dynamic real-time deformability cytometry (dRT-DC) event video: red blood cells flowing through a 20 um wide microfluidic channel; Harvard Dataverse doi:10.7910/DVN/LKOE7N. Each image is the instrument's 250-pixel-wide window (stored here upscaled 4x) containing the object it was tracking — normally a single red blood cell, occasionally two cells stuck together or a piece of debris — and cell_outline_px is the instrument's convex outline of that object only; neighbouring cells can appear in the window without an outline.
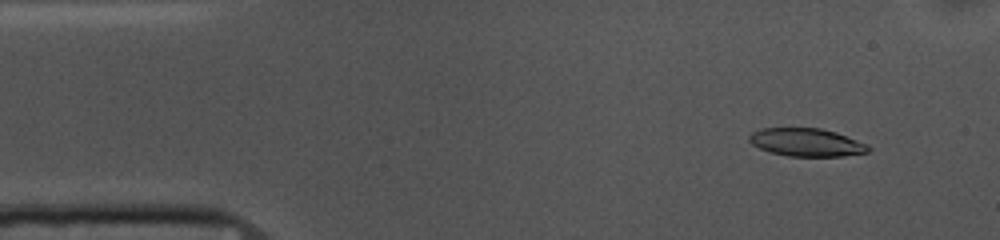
{"species": "common noctule bat (a hibernating species)", "species_latin": "Nyctalus noctula", "temperature_condition": "cold", "stored_images_in_passage": 53, "camera_frame_rate_fps": 3000, "um_per_image_px": 0.085, "animal": {"sex": "female", "body_mass_g": 10.0, "forearm_length_mm": 53.1}, "frame": {"image": 1, "passage_image": 5, "time_ms": 1.333, "image_size_px": [1000, 240], "cell_outline_px": [[872, 148], [868, 152], [844, 156], [788, 156], [768, 152], [752, 144], [748, 140], [748, 136], [752, 132], [764, 128], [820, 128], [836, 132], [868, 144]], "centroid_in_image_um": [68.56, 12.1], "position_along_channel_um": 16.4, "area_um2": 19.54}}
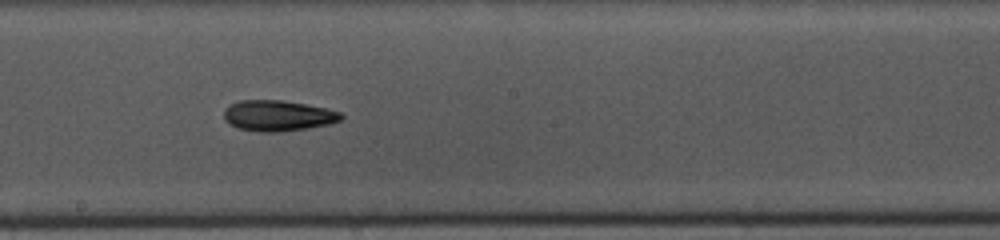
{"frame": {"image": 2, "passage_image": 28, "time_ms": 9.0, "image_size_px": [1000, 240], "cell_outline_px": [[344, 116], [340, 120], [332, 124], [308, 128], [280, 132], [260, 132], [240, 128], [228, 124], [224, 120], [224, 108], [240, 100], [280, 100], [308, 104], [340, 112]], "centroid_in_image_um": [23.63, 9.84], "position_along_channel_um": 224.6, "area_um2": 21.1}}
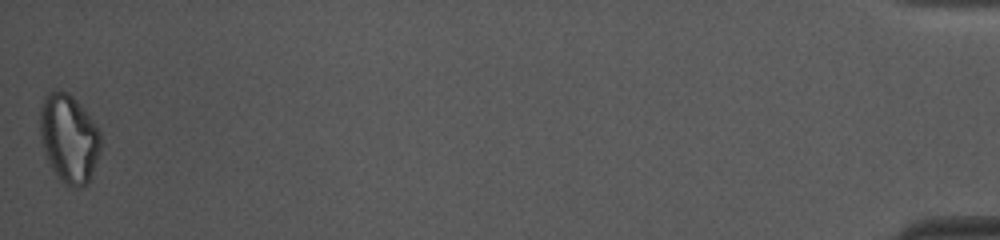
{"frame": {"image": 3, "passage_image": 53, "time_ms": 17.333, "image_size_px": [1000, 240], "cell_outline_px": [[100, 152], [88, 184], [80, 188], [76, 188], [64, 184], [60, 180], [52, 168], [44, 152], [40, 132], [40, 112], [44, 96], [48, 92], [60, 88], [68, 92], [76, 100], [92, 120], [100, 132]], "centroid_in_image_um": [5.85, 11.76], "position_along_channel_um": 429.3, "area_um2": 31.27}, "authors_computed_cell_mechanics": {"area_um2": 20.6346, "velocity_mm_per_s": 3.6935, "shape_relaxation_time_tau1_ms": 5.7932, "shape_relaxation_time_tau2_ms": null, "deformation_change_tau1": 0.1474, "deformation_change_tau2": null}}